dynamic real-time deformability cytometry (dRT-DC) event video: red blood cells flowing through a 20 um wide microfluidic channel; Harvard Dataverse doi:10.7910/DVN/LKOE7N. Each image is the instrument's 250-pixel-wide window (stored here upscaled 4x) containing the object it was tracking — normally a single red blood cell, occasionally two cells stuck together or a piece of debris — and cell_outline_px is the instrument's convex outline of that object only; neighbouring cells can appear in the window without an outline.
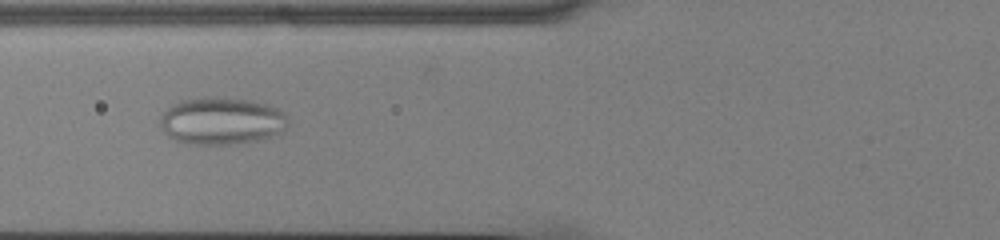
{"species": "common noctule bat (a hibernating species)", "species_latin": "Nyctalus noctula", "temperature_condition": "cold", "stored_images_in_passage": 52, "camera_frame_rate_fps": 3000, "um_per_image_px": 0.085, "animal": {"sex": "male", "body_mass_g": 13.0, "forearm_length_mm": 53.1}, "frame": {"image": 1, "passage_image": 19, "time_ms": 6.0, "image_size_px": [1000, 240], "cell_outline_px": [[288, 124], [284, 132], [264, 140], [228, 144], [184, 144], [172, 140], [164, 132], [160, 124], [160, 116], [172, 104], [180, 100], [204, 96], [216, 96], [252, 100], [276, 108], [284, 112], [288, 116]], "centroid_in_image_um": [18.84, 10.28], "position_along_channel_um": 107.0, "area_um2": 36.01}}
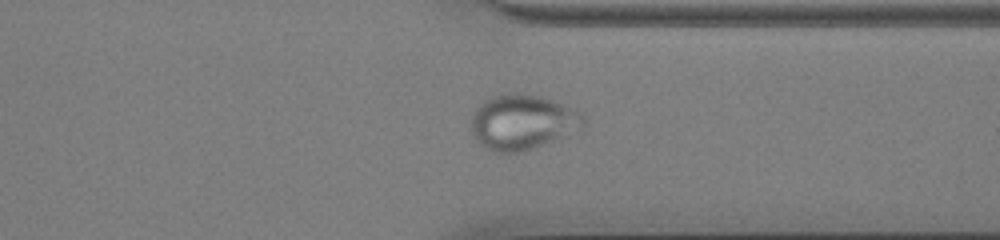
{"frame": {"image": 2, "passage_image": 40, "time_ms": 13.0, "image_size_px": [1000, 240], "cell_outline_px": [[584, 124], [552, 140], [524, 152], [492, 152], [480, 144], [472, 132], [472, 116], [476, 108], [484, 100], [492, 96], [516, 92], [540, 96], [552, 100], [580, 112], [584, 116]], "centroid_in_image_um": [44.34, 10.36], "position_along_channel_um": 367.1, "area_um2": 35.26}}
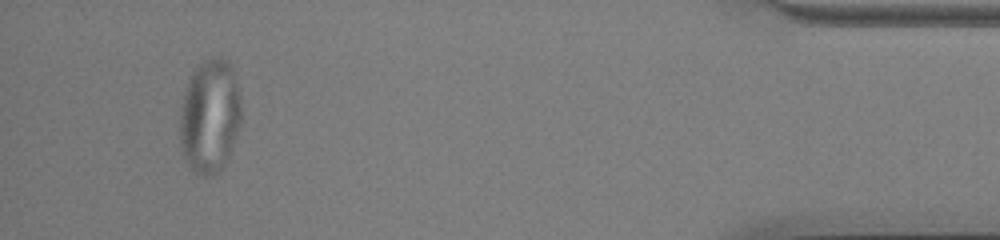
{"frame": {"image": 3, "passage_image": 49, "time_ms": 16.0, "image_size_px": [1000, 240], "cell_outline_px": [[240, 124], [228, 156], [220, 172], [208, 176], [200, 176], [188, 164], [184, 156], [180, 144], [180, 116], [184, 92], [188, 80], [192, 72], [204, 60], [212, 56], [220, 56], [228, 60], [232, 68], [240, 100]], "centroid_in_image_um": [17.82, 9.86], "position_along_channel_um": 417.4, "area_um2": 40.52}}